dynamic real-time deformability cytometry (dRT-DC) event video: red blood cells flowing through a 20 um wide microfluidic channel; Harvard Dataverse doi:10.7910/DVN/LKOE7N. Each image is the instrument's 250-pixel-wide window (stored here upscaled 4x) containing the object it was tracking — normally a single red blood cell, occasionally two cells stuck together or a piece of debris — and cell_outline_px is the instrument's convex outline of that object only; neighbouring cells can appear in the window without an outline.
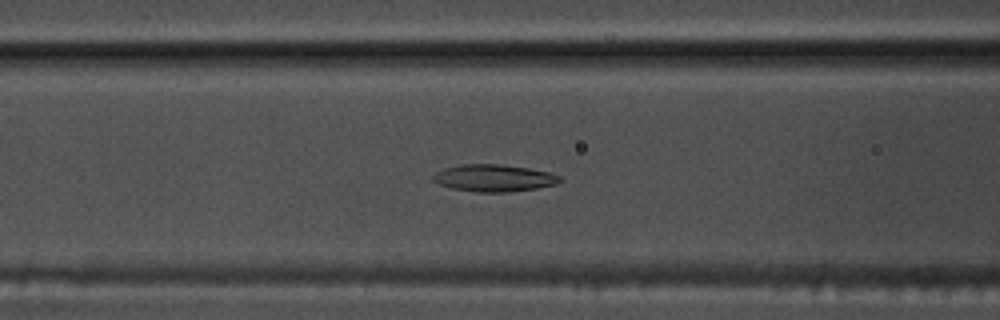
{"species": "common noctule bat (a hibernating species)", "species_latin": "Nyctalus noctula", "temperature_condition": "warm", "stored_images_in_passage": 54, "camera_frame_rate_fps": 3000, "um_per_image_px": 0.085, "animal": {"sex": "male", "body_mass_g": 17.5, "forearm_length_mm": 52.3}, "frame": {"image": 1, "passage_image": 22, "time_ms": 7.0, "image_size_px": [1000, 320], "cell_outline_px": [[564, 180], [556, 184], [536, 188], [508, 192], [476, 192], [452, 188], [440, 184], [432, 180], [432, 176], [436, 172], [444, 168], [460, 164], [496, 164], [528, 168], [548, 172], [560, 176]], "centroid_in_image_um": [41.98, 15.13], "position_along_channel_um": 124.6, "area_um2": 19.94}}
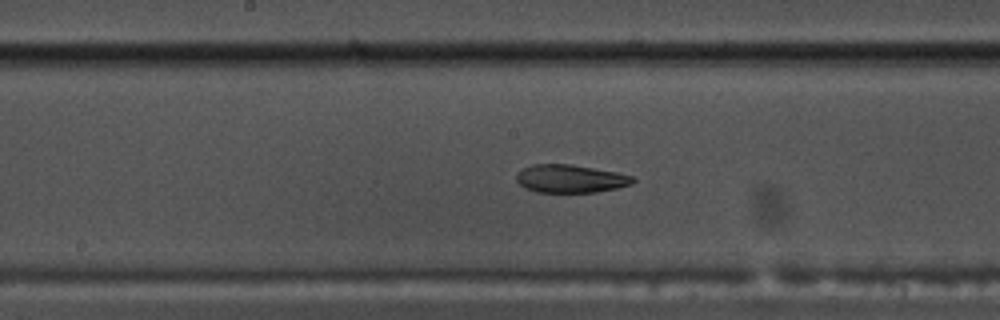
{"frame": {"image": 2, "passage_image": 28, "time_ms": 9.0, "image_size_px": [1000, 320], "cell_outline_px": [[636, 180], [632, 184], [616, 188], [596, 192], [536, 192], [524, 188], [516, 180], [516, 176], [524, 168], [532, 164], [572, 164], [616, 172], [632, 176]], "centroid_in_image_um": [48.49, 15.19], "position_along_channel_um": 199.7, "area_um2": 18.96}}
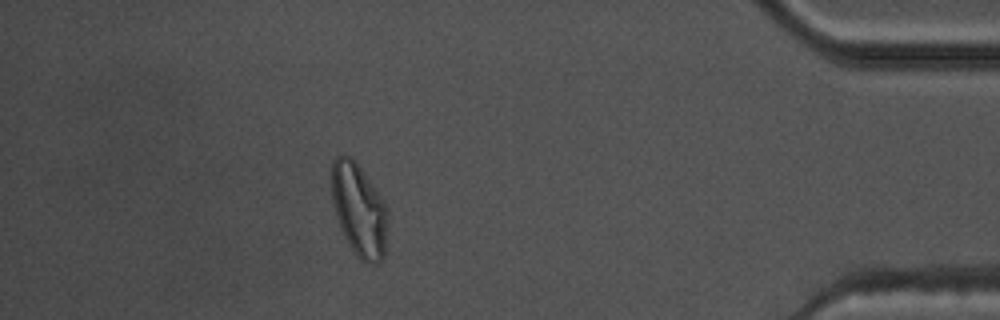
{"frame": {"image": 3, "passage_image": 48, "time_ms": 15.667, "image_size_px": [1000, 320], "cell_outline_px": [[388, 224], [384, 256], [376, 264], [368, 264], [360, 260], [356, 256], [348, 244], [344, 236], [336, 216], [332, 200], [332, 160], [336, 156], [348, 156], [356, 160], [388, 208]], "centroid_in_image_um": [30.53, 17.87], "position_along_channel_um": 404.7, "area_um2": 30.52}, "authors_computed_cell_mechanics": {"area_um2": 21.7039, "velocity_mm_per_s": 3.7699, "shape_relaxation_time_tau1_ms": null, "shape_relaxation_time_tau2_ms": 4.2198, "deformation_change_tau1": null, "deformation_change_tau2": 0.11}}